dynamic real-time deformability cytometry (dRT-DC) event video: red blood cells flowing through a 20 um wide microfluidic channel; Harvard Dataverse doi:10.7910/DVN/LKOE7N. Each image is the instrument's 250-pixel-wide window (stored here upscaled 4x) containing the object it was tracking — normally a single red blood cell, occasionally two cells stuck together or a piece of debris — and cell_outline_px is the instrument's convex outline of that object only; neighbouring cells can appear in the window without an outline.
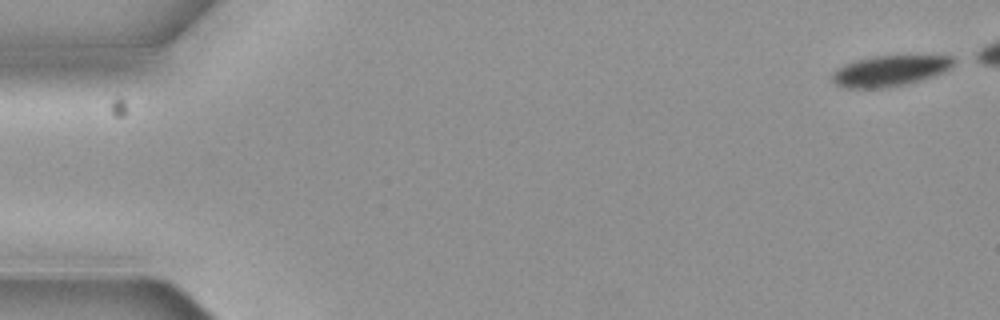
{"species": "common noctule bat (a hibernating species)", "species_latin": "Nyctalus noctula", "temperature_condition": "cold", "stored_images_in_passage": 5, "camera_frame_rate_fps": 3000, "um_per_image_px": 0.085, "animal": {"sex": "female", "body_mass_g": 19.3, "forearm_length_mm": 54.1}, "frame": {"image": 1, "passage_image": 1, "time_ms": 0.0, "image_size_px": [1000, 320], "cell_outline_px": [[960, 60], [956, 64], [944, 72], [908, 84], [888, 88], [848, 88], [836, 84], [832, 80], [832, 72], [836, 68], [844, 64], [856, 60], [876, 56], [952, 56]], "centroid_in_image_um": [75.68, 6.02], "position_along_channel_um": 9.3, "area_um2": 21.96}}